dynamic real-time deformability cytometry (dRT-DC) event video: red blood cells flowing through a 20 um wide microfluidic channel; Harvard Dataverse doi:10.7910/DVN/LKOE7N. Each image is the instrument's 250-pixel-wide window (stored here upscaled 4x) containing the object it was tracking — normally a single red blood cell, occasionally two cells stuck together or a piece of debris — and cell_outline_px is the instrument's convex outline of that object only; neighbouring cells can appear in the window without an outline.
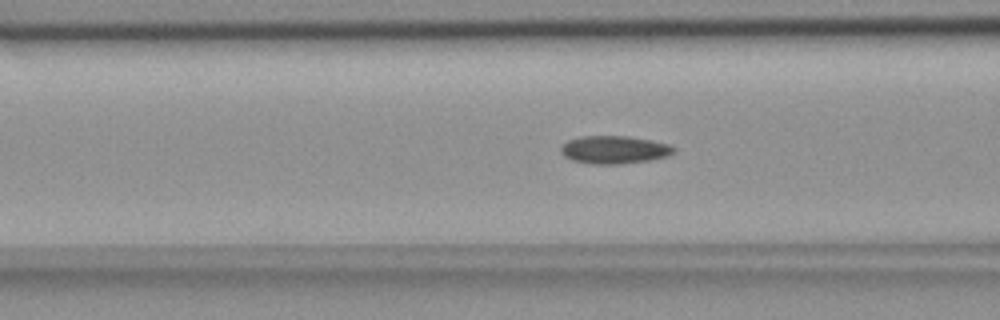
{"species": "common noctule bat (a hibernating species)", "species_latin": "Nyctalus noctula", "temperature_condition": "room temperature", "stored_images_in_passage": 56, "camera_frame_rate_fps": 3000, "um_per_image_px": 0.085, "animal": {"sex": "female", "body_mass_g": 18.4}, "frame": {"image": 1, "passage_image": 22, "time_ms": 7.0, "image_size_px": [1000, 320], "cell_outline_px": [[676, 152], [668, 156], [652, 160], [620, 164], [592, 164], [572, 160], [564, 156], [560, 152], [560, 148], [568, 140], [580, 136], [628, 136], [652, 140], [672, 144], [676, 148]], "centroid_in_image_um": [52.27, 12.72], "position_along_channel_um": 114.3, "area_um2": 18.67}}
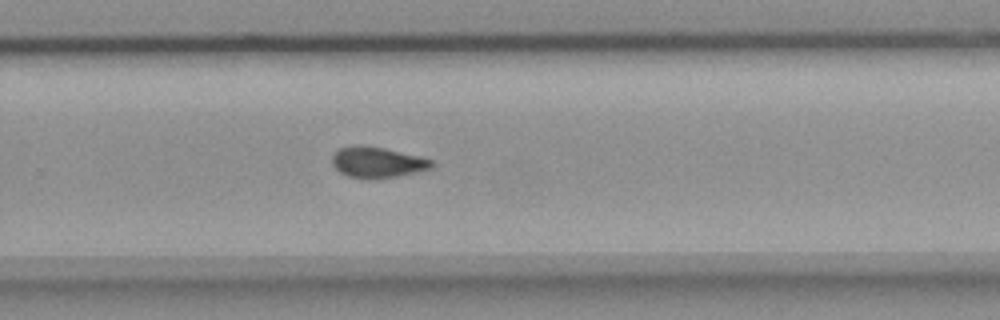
{"frame": {"image": 2, "passage_image": 37, "time_ms": 12.0, "image_size_px": [1000, 320], "cell_outline_px": [[436, 164], [432, 168], [416, 172], [396, 176], [372, 180], [368, 180], [348, 176], [340, 172], [332, 164], [332, 152], [340, 148], [356, 144], [360, 144], [384, 148], [420, 156], [432, 160]], "centroid_in_image_um": [32.06, 13.79], "position_along_channel_um": 297.7, "area_um2": 18.21}}
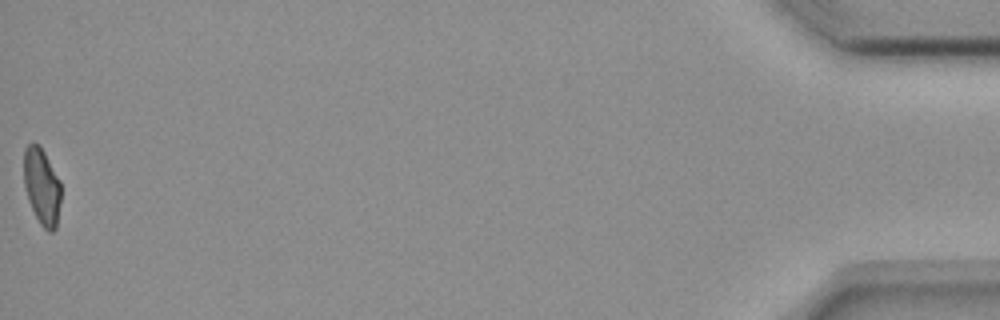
{"frame": {"image": 3, "passage_image": 56, "time_ms": 18.333, "image_size_px": [1000, 320], "cell_outline_px": [[60, 200], [56, 228], [52, 232], [48, 232], [40, 224], [28, 200], [24, 184], [24, 148], [32, 140], [40, 144], [60, 180]], "centroid_in_image_um": [3.55, 15.8], "position_along_channel_um": 431.7, "area_um2": 16.7}, "authors_computed_cell_mechanics": {"area_um2": 17.8024, "velocity_mm_per_s": 3.6838, "shape_relaxation_time_tau1_ms": 7.9237, "shape_relaxation_time_tau2_ms": 2.9589, "deformation_change_tau1": 0.1604, "deformation_change_tau2": 0.0818}}